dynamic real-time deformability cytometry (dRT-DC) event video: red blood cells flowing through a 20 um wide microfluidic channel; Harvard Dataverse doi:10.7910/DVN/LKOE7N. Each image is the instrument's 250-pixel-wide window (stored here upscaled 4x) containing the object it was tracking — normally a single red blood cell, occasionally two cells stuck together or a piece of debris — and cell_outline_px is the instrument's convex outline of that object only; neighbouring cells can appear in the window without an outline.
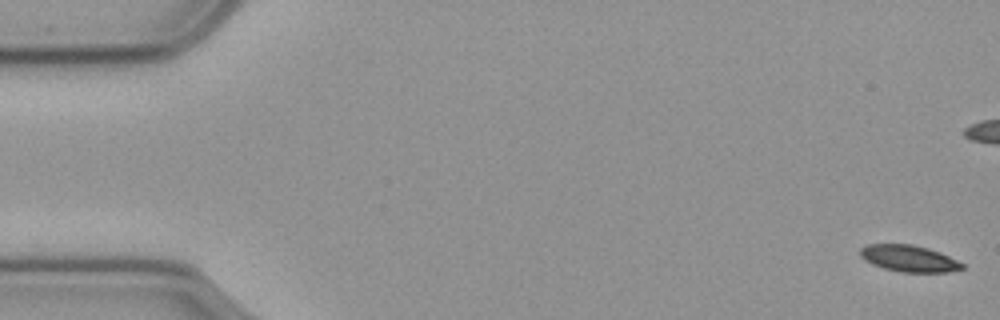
{"species": "common noctule bat (a hibernating species)", "species_latin": "Nyctalus noctula", "temperature_condition": "cold", "stored_images_in_passage": 20, "camera_frame_rate_fps": 3000, "um_per_image_px": 0.085, "animal": {"sex": "male", "body_mass_g": 23.1, "forearm_length_mm": 52.7}, "frame": {"image": 1, "passage_image": 1, "time_ms": 0.0, "image_size_px": [1000, 320], "cell_outline_px": [[964, 268], [948, 272], [904, 272], [884, 268], [872, 264], [864, 260], [860, 256], [860, 248], [868, 244], [912, 244], [928, 248], [940, 252], [964, 264]], "centroid_in_image_um": [77.25, 21.96], "position_along_channel_um": 7.8, "area_um2": 15.72}}
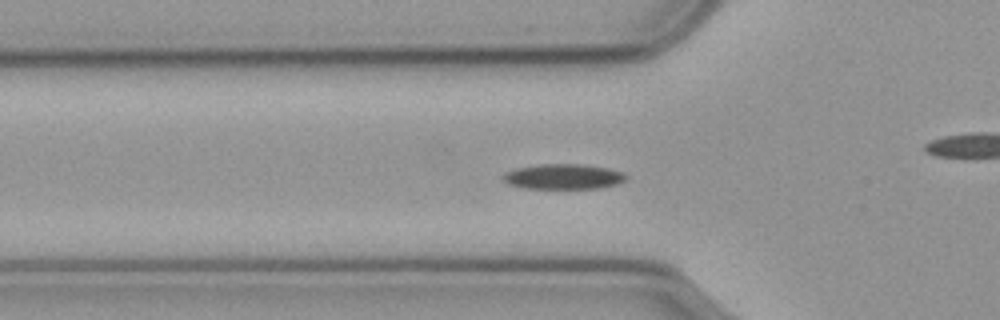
{"frame": {"image": 2, "passage_image": 19, "time_ms": 6.0, "image_size_px": [1000, 320], "cell_outline_px": [[628, 176], [624, 180], [616, 184], [600, 188], [524, 188], [508, 184], [500, 180], [500, 176], [516, 168], [544, 164], [580, 164], [604, 168], [624, 172]], "centroid_in_image_um": [47.84, 15.02], "position_along_channel_um": 78.0, "area_um2": 17.92}}